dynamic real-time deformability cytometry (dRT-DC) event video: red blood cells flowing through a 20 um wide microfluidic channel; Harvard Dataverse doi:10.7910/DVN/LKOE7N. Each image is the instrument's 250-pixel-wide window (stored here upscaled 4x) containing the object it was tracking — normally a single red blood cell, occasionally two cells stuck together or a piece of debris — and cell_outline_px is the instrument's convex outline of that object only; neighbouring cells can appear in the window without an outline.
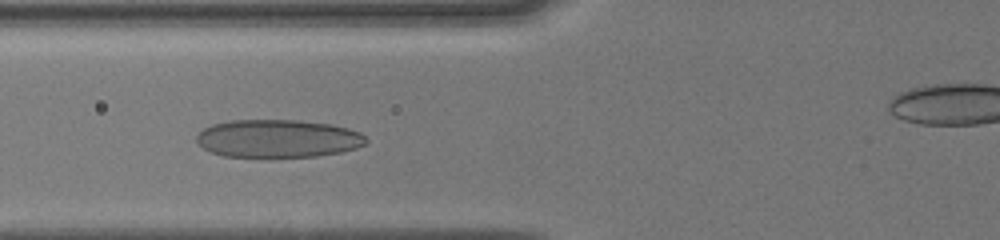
{"species": "human", "species_latin": "Homo sapiens", "temperature_condition": "cold", "stored_images_in_passage": 48, "camera_frame_rate_fps": 3000, "um_per_image_px": 0.085, "donor": {"sex": "male"}, "frame": {"image": 1, "passage_image": 7, "time_ms": 1.0, "image_size_px": [1000, 240], "cell_outline_px": [[368, 140], [364, 144], [356, 148], [340, 152], [316, 156], [224, 156], [208, 152], [196, 140], [196, 136], [204, 128], [212, 124], [232, 120], [296, 120], [332, 124], [348, 128], [360, 132]], "centroid_in_image_um": [23.62, 11.76], "position_along_channel_um": 102.2, "area_um2": 37.28}}
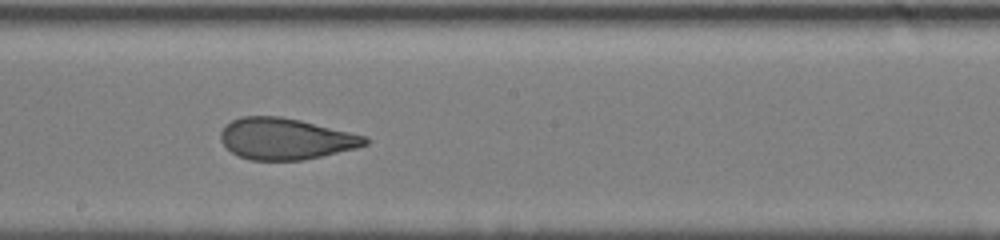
{"frame": {"image": 2, "passage_image": 24, "time_ms": 4.0, "image_size_px": [1000, 240], "cell_outline_px": [[368, 144], [356, 148], [320, 156], [300, 160], [248, 160], [232, 152], [220, 140], [220, 132], [232, 120], [240, 116], [280, 116], [300, 120], [368, 136]], "centroid_in_image_um": [24.28, 11.79], "position_along_channel_um": 223.9, "area_um2": 34.62}}
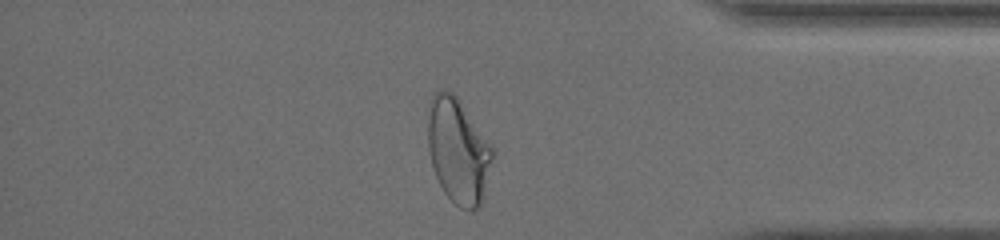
{"frame": {"image": 3, "passage_image": 43, "time_ms": 8.667, "image_size_px": [1000, 240], "cell_outline_px": [[496, 152], [480, 208], [460, 208], [444, 192], [436, 176], [432, 164], [428, 148], [428, 104], [432, 96], [440, 88], [444, 88], [452, 92], [456, 96], [496, 148]], "centroid_in_image_um": [38.98, 12.78], "position_along_channel_um": 396.2, "area_um2": 40.11}}